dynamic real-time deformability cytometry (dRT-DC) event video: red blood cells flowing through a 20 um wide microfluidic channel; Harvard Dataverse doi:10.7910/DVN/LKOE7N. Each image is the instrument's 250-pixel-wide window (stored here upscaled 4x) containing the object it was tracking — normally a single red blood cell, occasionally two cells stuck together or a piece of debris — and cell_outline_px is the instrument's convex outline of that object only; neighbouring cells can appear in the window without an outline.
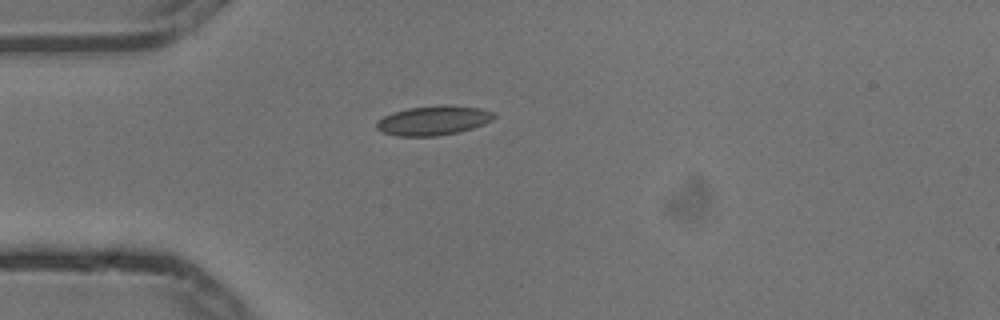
{"species": "common noctule bat (a hibernating species)", "species_latin": "Nyctalus noctula", "temperature_condition": "cold", "stored_images_in_passage": 2, "camera_frame_rate_fps": 3000, "um_per_image_px": 0.085, "animal": {"sex": "male", "body_mass_g": 13.3}, "frame": {"image": 1, "passage_image": 2, "time_ms": 0.333, "image_size_px": [1000, 320], "cell_outline_px": [[496, 116], [492, 120], [484, 124], [460, 132], [436, 136], [396, 136], [380, 132], [376, 128], [376, 120], [392, 112], [408, 108], [444, 104], [480, 108], [496, 112]], "centroid_in_image_um": [36.83, 10.24], "position_along_channel_um": 48.2, "area_um2": 20.46}}